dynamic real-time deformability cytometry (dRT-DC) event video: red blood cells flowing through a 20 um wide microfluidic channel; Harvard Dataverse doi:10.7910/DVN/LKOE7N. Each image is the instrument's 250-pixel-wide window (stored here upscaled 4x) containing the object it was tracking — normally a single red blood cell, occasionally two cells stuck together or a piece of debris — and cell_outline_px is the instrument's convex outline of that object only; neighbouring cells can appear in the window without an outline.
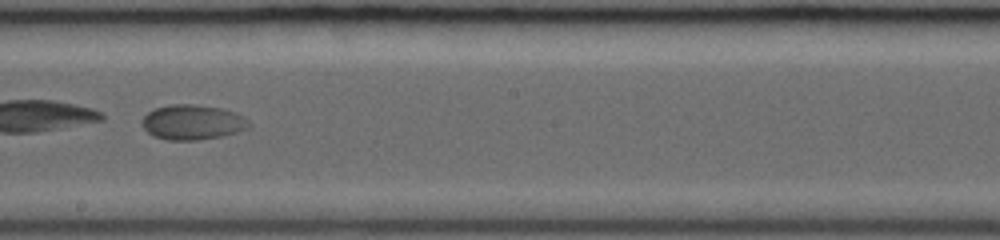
{"species": "common noctule bat (a hibernating species)", "species_latin": "Nyctalus noctula", "temperature_condition": "room temperature", "stored_images_in_passage": 37, "camera_frame_rate_fps": 3000, "um_per_image_px": 0.085, "animal": {"sex": "female", "body_mass_g": 19.0, "forearm_length_mm": 53.3}, "frame": {"image": 1, "passage_image": 22, "time_ms": 7.0, "image_size_px": [1000, 240], "cell_outline_px": [[252, 124], [248, 128], [236, 132], [220, 136], [196, 140], [168, 140], [152, 136], [140, 124], [140, 120], [152, 108], [172, 104], [192, 104], [220, 108], [236, 112], [244, 116]], "centroid_in_image_um": [16.33, 10.38], "position_along_channel_um": 231.9, "area_um2": 21.96}}
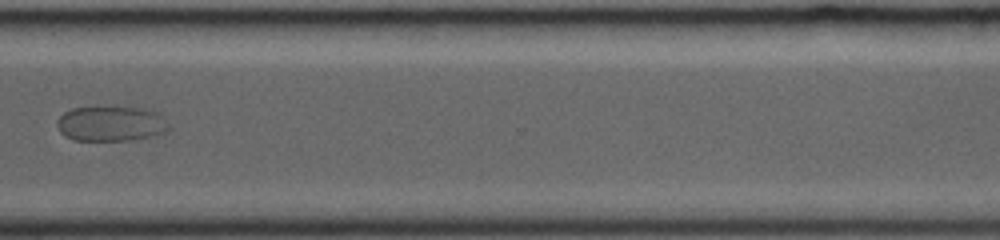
{"frame": {"image": 2, "passage_image": 30, "time_ms": 9.667, "image_size_px": [1000, 240], "cell_outline_px": [[172, 128], [168, 132], [152, 136], [132, 140], [72, 140], [64, 136], [60, 132], [56, 124], [56, 120], [64, 112], [72, 108], [144, 108], [160, 112]], "centroid_in_image_um": [9.48, 10.53], "position_along_channel_um": 361.1, "area_um2": 23.06}}
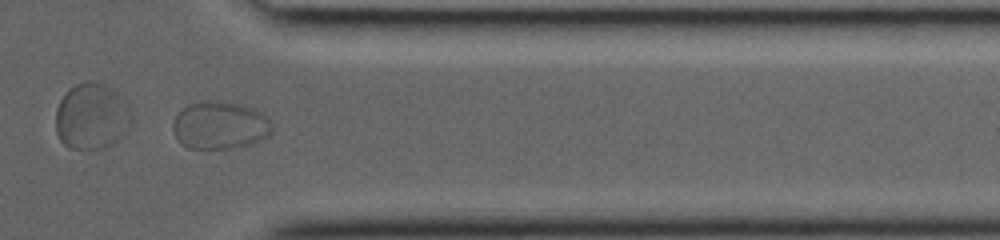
{"frame": {"image": 3, "passage_image": 32, "time_ms": 10.333, "image_size_px": [1000, 240], "cell_outline_px": [[272, 132], [268, 136], [252, 144], [236, 148], [188, 148], [180, 144], [176, 140], [172, 128], [172, 124], [176, 112], [180, 108], [188, 104], [200, 100], [224, 100], [244, 104], [256, 108], [268, 116], [272, 124]], "centroid_in_image_um": [18.68, 10.61], "position_along_channel_um": 392.7, "area_um2": 28.67}}